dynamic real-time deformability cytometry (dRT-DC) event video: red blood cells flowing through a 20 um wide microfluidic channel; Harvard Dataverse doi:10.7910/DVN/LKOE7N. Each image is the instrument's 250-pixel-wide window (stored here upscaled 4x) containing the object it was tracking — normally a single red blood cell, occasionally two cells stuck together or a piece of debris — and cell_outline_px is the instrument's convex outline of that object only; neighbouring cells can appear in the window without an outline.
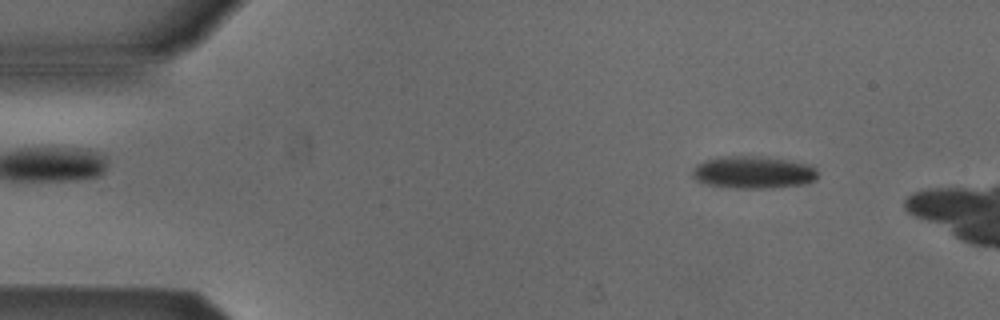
{"species": "Egyptian fruit bat (a non-hibernating species)", "species_latin": "Rousettus aegyptiacus", "temperature_condition": "cold", "stored_images_in_passage": 14, "camera_frame_rate_fps": 3000, "um_per_image_px": 0.085, "animal": {"sex": "male"}, "frame": {"image": 1, "passage_image": 6, "time_ms": 1.667, "image_size_px": [1000, 320], "cell_outline_px": [[816, 180], [800, 184], [772, 188], [736, 188], [704, 184], [696, 180], [692, 176], [692, 168], [696, 164], [704, 160], [720, 156], [764, 156], [812, 164], [816, 168]], "centroid_in_image_um": [63.99, 14.63], "position_along_channel_um": 21.0, "area_um2": 23.93}}